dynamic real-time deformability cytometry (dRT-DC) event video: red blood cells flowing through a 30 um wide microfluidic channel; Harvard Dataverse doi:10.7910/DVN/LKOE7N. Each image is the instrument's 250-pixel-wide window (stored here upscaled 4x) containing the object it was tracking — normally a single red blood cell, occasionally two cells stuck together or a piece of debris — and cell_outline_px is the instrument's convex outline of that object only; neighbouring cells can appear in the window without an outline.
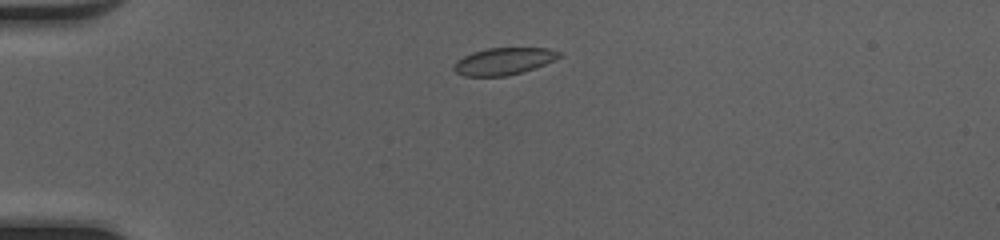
{"species": "common noctule bat (a hibernating species)", "species_latin": "Nyctalus noctula", "temperature_condition": "cold", "stored_images_in_passage": 38, "camera_frame_rate_fps": 3000, "um_per_image_px": 0.085, "animal": {"sex": "female", "body_mass_g": 20.0, "forearm_length_mm": 54.0}, "frame": {"image": 1, "passage_image": 1, "time_ms": 0.0, "image_size_px": [1000, 240], "cell_outline_px": [[564, 56], [556, 60], [536, 68], [504, 76], [464, 76], [456, 72], [452, 68], [456, 60], [472, 52], [488, 48], [548, 48], [560, 52]], "centroid_in_image_um": [42.84, 5.2], "position_along_channel_um": 42.2, "area_um2": 16.7}}
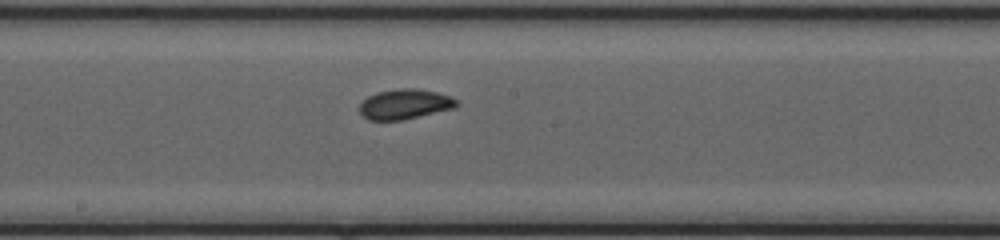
{"frame": {"image": 2, "passage_image": 16, "time_ms": 5.0, "image_size_px": [1000, 240], "cell_outline_px": [[460, 104], [456, 108], [404, 120], [368, 120], [360, 112], [360, 104], [368, 96], [376, 92], [400, 88], [416, 88], [436, 92], [452, 96]], "centroid_in_image_um": [34.45, 8.85], "position_along_channel_um": 213.7, "area_um2": 17.17}}
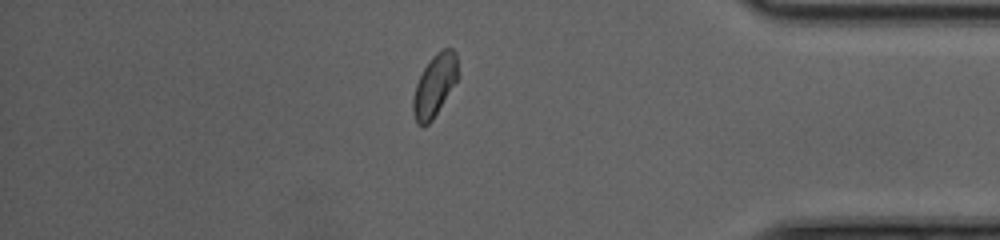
{"frame": {"image": 3, "passage_image": 31, "time_ms": 10.0, "image_size_px": [1000, 240], "cell_outline_px": [[460, 76], [432, 120], [428, 124], [416, 124], [412, 112], [412, 96], [416, 84], [424, 68], [432, 56], [436, 52], [444, 48], [452, 48], [456, 52]], "centroid_in_image_um": [36.96, 7.24], "position_along_channel_um": 398.2, "area_um2": 16.42}, "authors_computed_cell_mechanics": {"area_um2": 16.5308, "velocity_mm_per_s": 4.1968, "shape_relaxation_time_tau1_ms": 4.7201, "shape_relaxation_time_tau2_ms": 2.7394, "deformation_change_tau1": 0.0825, "deformation_change_tau2": 0.0507}}